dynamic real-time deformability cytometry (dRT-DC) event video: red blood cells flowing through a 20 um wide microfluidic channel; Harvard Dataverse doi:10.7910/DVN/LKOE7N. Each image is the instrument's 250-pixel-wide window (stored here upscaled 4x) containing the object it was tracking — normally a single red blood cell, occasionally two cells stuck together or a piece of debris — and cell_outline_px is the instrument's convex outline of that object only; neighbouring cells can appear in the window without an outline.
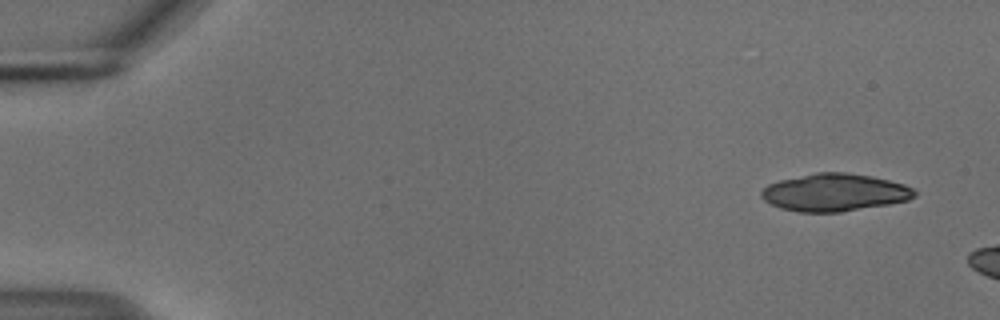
{"species": "common noctule bat (a hibernating species)", "species_latin": "Nyctalus noctula", "temperature_condition": "cold", "stored_images_in_passage": 3, "camera_frame_rate_fps": 3000, "um_per_image_px": 0.085, "animal": {"sex": "male", "body_mass_g": 18.8}, "frame": {"image": 1, "passage_image": 1, "time_ms": 0.0, "image_size_px": [1000, 320], "cell_outline_px": [[916, 196], [908, 200], [888, 204], [840, 212], [796, 212], [780, 208], [764, 200], [760, 196], [760, 192], [768, 184], [780, 180], [816, 172], [844, 172], [872, 176], [904, 184], [912, 188], [916, 192]], "centroid_in_image_um": [70.92, 16.36], "position_along_channel_um": 14.1, "area_um2": 33.47}}